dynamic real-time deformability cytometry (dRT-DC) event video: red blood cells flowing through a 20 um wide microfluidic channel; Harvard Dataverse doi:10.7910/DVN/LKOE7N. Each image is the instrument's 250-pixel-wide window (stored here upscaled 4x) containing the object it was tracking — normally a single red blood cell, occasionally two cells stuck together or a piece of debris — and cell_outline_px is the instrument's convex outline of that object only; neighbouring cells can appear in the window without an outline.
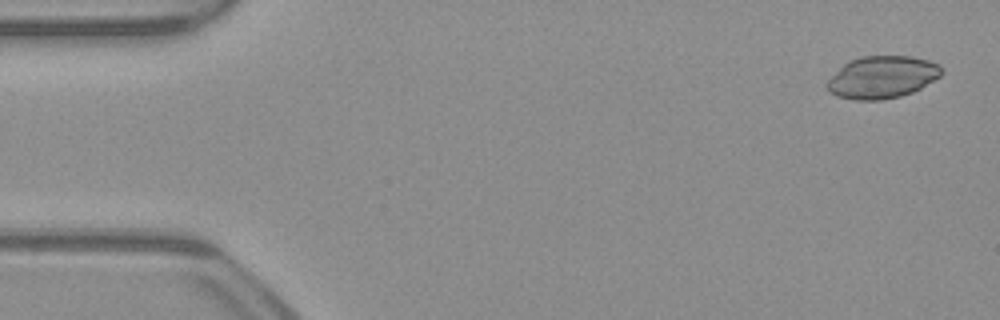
{"species": "common noctule bat (a hibernating species)", "species_latin": "Nyctalus noctula", "temperature_condition": "warm", "stored_images_in_passage": 51, "camera_frame_rate_fps": 3000, "um_per_image_px": 0.085, "animal": {"sex": "male", "body_mass_g": 23.1, "forearm_length_mm": 52.7}, "frame": {"image": 1, "passage_image": 2, "time_ms": 0.333, "image_size_px": [1000, 320], "cell_outline_px": [[944, 72], [940, 76], [920, 88], [912, 92], [900, 96], [880, 100], [856, 100], [836, 96], [828, 92], [824, 84], [848, 60], [860, 56], [912, 56], [928, 60], [940, 64]], "centroid_in_image_um": [74.97, 6.56], "position_along_channel_um": 10.0, "area_um2": 28.38}}